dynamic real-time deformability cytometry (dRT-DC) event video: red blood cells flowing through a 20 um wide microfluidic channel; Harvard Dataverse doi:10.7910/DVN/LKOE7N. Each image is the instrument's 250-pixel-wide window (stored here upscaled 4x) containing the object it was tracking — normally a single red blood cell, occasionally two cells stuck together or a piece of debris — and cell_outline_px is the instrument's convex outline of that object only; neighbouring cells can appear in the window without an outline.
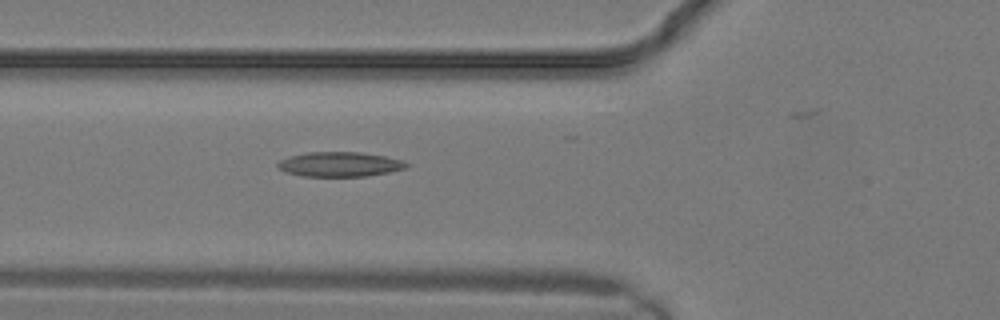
{"species": "common noctule bat (a hibernating species)", "species_latin": "Nyctalus noctula", "temperature_condition": "warm", "stored_images_in_passage": 19, "camera_frame_rate_fps": 3000, "um_per_image_px": 0.085, "animal": {"sex": "male", "body_mass_g": 19.2, "forearm_length_mm": 51.8}, "frame": {"image": 1, "passage_image": 10, "time_ms": 3.0, "image_size_px": [1000, 320], "cell_outline_px": [[408, 168], [368, 176], [304, 176], [284, 172], [276, 168], [276, 164], [280, 160], [288, 156], [308, 152], [360, 152], [384, 156], [400, 160], [408, 164]], "centroid_in_image_um": [28.82, 13.96], "position_along_channel_um": 97.0, "area_um2": 18.55}}
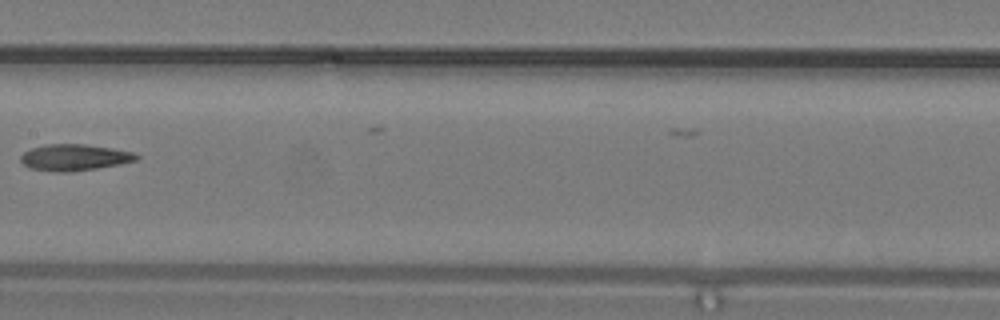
{"frame": {"image": 2, "passage_image": 14, "time_ms": 4.333, "image_size_px": [1000, 320], "cell_outline_px": [[140, 156], [136, 160], [120, 164], [96, 168], [68, 172], [52, 172], [28, 168], [20, 160], [20, 156], [24, 152], [32, 148], [48, 144], [84, 144], [112, 148], [132, 152]], "centroid_in_image_um": [6.29, 13.38], "position_along_channel_um": 201.1, "area_um2": 17.74}}
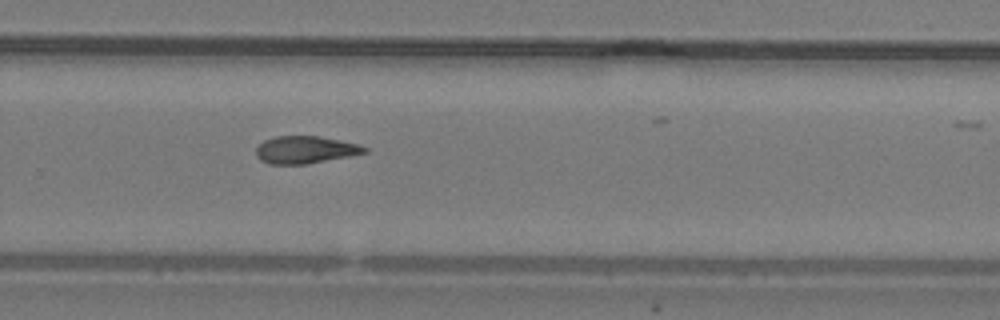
{"frame": {"image": 3, "passage_image": 18, "time_ms": 5.667, "image_size_px": [1000, 320], "cell_outline_px": [[368, 152], [308, 164], [268, 164], [260, 160], [256, 156], [256, 148], [264, 140], [276, 136], [320, 136], [360, 144], [368, 148]], "centroid_in_image_um": [25.95, 12.73], "position_along_channel_um": 303.9, "area_um2": 17.4}}